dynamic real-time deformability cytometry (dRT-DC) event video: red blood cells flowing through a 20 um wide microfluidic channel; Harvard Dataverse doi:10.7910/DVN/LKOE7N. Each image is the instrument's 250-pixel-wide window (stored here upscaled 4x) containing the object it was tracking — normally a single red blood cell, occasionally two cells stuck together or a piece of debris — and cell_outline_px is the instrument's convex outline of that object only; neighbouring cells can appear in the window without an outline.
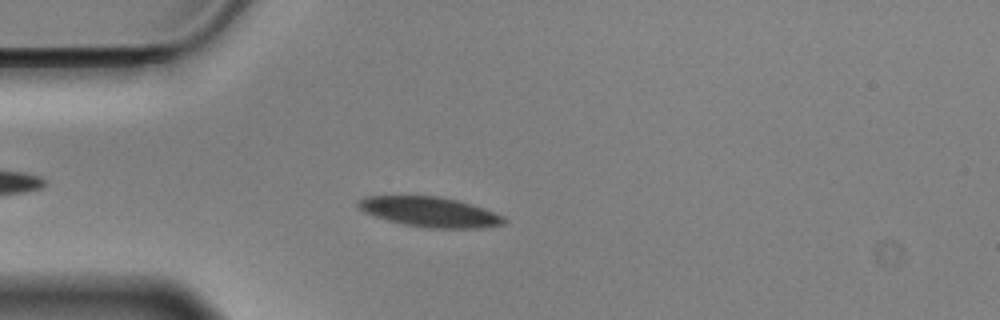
{"species": "Egyptian fruit bat (a non-hibernating species)", "species_latin": "Rousettus aegyptiacus", "temperature_condition": "cold", "stored_images_in_passage": 56, "camera_frame_rate_fps": 3000, "um_per_image_px": 0.085, "animal": {"sex": "male"}, "frame": {"image": 1, "passage_image": 14, "time_ms": 4.333, "image_size_px": [1000, 320], "cell_outline_px": [[508, 220], [504, 224], [480, 228], [424, 228], [404, 224], [388, 220], [364, 212], [356, 208], [356, 204], [364, 196], [436, 196], [456, 200], [484, 208], [504, 216]], "centroid_in_image_um": [36.54, 18.02], "position_along_channel_um": 48.5, "area_um2": 25.43}}
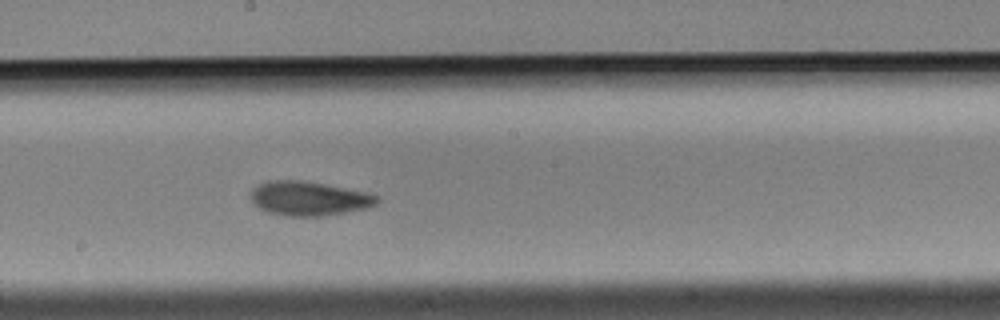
{"frame": {"image": 2, "passage_image": 30, "time_ms": 9.667, "image_size_px": [1000, 320], "cell_outline_px": [[380, 200], [376, 204], [364, 208], [324, 216], [288, 216], [268, 212], [252, 204], [252, 188], [268, 180], [300, 180], [324, 184], [368, 192], [376, 196]], "centroid_in_image_um": [26.23, 16.87], "position_along_channel_um": 222.0, "area_um2": 24.97}}
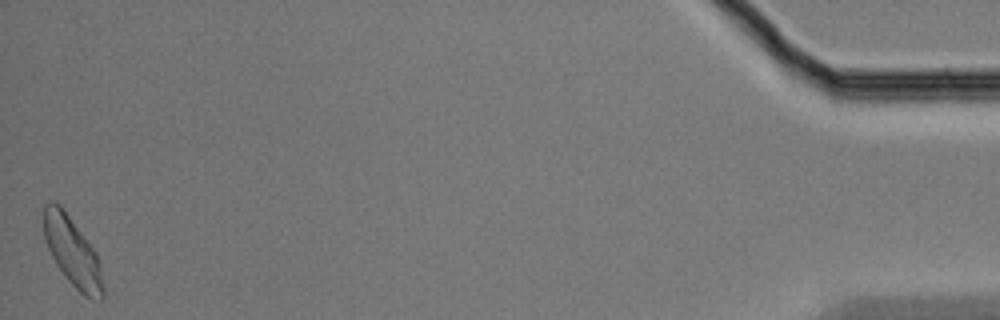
{"frame": {"image": 3, "passage_image": 56, "time_ms": 18.333, "image_size_px": [1000, 320], "cell_outline_px": [[104, 296], [100, 300], [92, 300], [84, 296], [68, 280], [56, 264], [48, 248], [44, 236], [44, 204], [48, 200], [52, 200], [60, 204], [96, 252], [100, 264], [104, 288]], "centroid_in_image_um": [6.17, 21.41], "position_along_channel_um": 429.0, "area_um2": 23.81}, "authors_computed_cell_mechanics": {"area_um2": 24.0448, "velocity_mm_per_s": 3.4843, "shape_relaxation_time_tau1_ms": 4.1008, "shape_relaxation_time_tau2_ms": 1.9243, "deformation_change_tau1": 0.1063, "deformation_change_tau2": 0.0657}}